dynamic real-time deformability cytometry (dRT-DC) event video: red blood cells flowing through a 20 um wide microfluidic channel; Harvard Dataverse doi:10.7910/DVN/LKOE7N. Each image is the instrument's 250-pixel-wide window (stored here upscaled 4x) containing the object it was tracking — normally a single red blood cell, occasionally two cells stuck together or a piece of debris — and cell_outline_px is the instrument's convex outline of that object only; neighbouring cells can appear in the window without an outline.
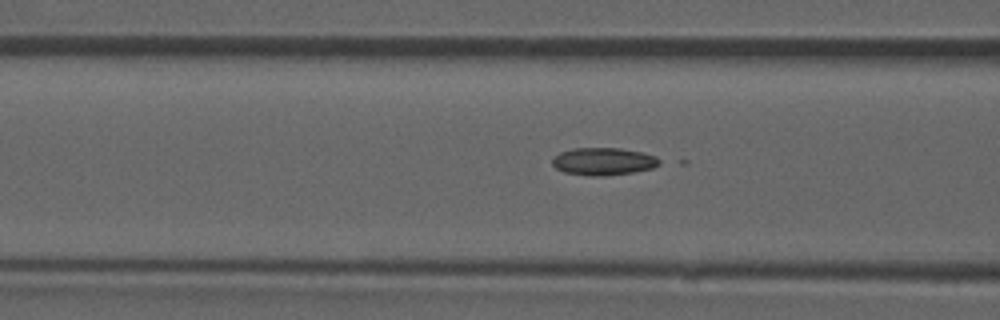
{"species": "common noctule bat (a hibernating species)", "species_latin": "Nyctalus noctula", "temperature_condition": "room temperature", "stored_images_in_passage": 53, "camera_frame_rate_fps": 3000, "um_per_image_px": 0.085, "animal": {"sex": "male", "forearm_length_mm": 52.5}, "frame": {"image": 1, "passage_image": 21, "time_ms": 6.667, "image_size_px": [1000, 320], "cell_outline_px": [[664, 160], [660, 164], [652, 168], [632, 172], [604, 176], [596, 176], [564, 172], [556, 168], [552, 164], [552, 160], [560, 152], [572, 148], [620, 148], [640, 152], [656, 156]], "centroid_in_image_um": [51.32, 13.71], "position_along_channel_um": 115.3, "area_um2": 17.11}}